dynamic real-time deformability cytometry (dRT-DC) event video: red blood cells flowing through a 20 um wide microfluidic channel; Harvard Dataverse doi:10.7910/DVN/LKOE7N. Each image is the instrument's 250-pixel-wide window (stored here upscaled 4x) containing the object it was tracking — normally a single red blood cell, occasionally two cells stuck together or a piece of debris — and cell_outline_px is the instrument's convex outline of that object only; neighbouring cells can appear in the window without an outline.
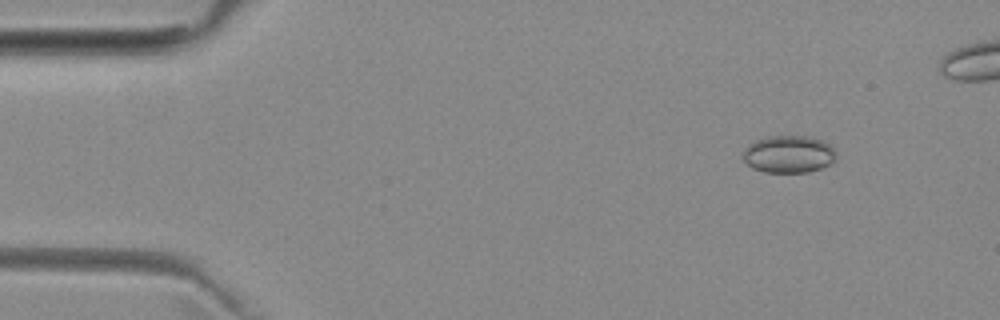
{"species": "common noctule bat (a hibernating species)", "species_latin": "Nyctalus noctula", "temperature_condition": "room temperature", "stored_images_in_passage": 7, "segment_of_instrument_passage": [1, 2], "camera_frame_rate_fps": 3000, "um_per_image_px": 0.085, "animal": {"sex": "female", "body_mass_g": 29.2, "forearm_length_mm": 56.3}, "frame": {"image": 1, "passage_image": 2, "time_ms": 1.0, "image_size_px": [1000, 320], "cell_outline_px": [[836, 156], [828, 164], [820, 168], [808, 172], [764, 172], [752, 168], [740, 156], [740, 152], [748, 144], [756, 140], [768, 136], [808, 136], [820, 140], [828, 144], [836, 152]], "centroid_in_image_um": [66.96, 13.1], "position_along_channel_um": 18.0, "area_um2": 20.29}}
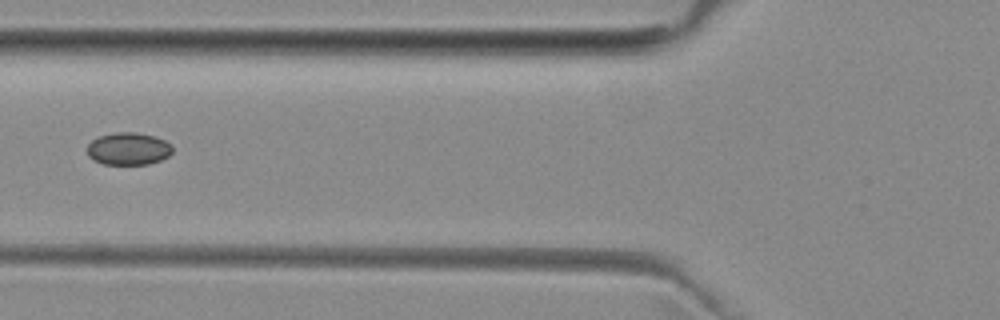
{"frame": {"image": 2, "passage_image": 6, "time_ms": 5.667, "image_size_px": [1000, 320], "cell_outline_px": [[172, 152], [168, 156], [160, 160], [148, 164], [104, 164], [92, 160], [88, 156], [88, 144], [92, 140], [100, 136], [116, 132], [136, 132], [156, 136], [172, 144]], "centroid_in_image_um": [10.92, 12.64], "position_along_channel_um": 114.9, "area_um2": 16.18}}